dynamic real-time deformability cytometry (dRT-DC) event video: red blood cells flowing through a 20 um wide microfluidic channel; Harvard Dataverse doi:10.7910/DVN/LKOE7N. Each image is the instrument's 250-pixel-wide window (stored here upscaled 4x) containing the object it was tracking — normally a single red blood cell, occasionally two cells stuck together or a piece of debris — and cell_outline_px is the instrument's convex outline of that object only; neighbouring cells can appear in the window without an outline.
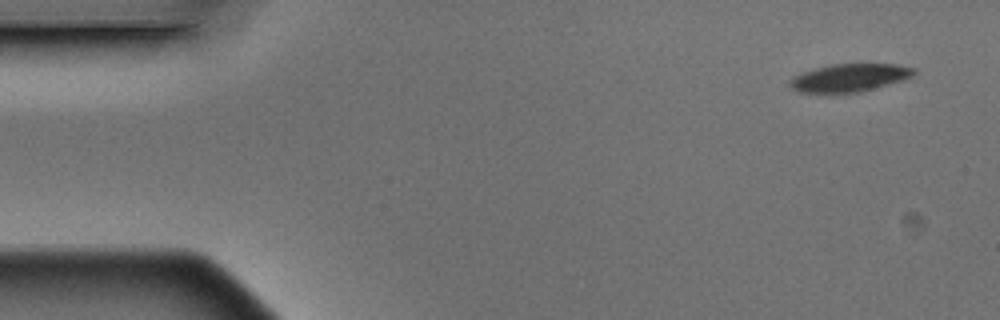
{"species": "Egyptian fruit bat (a non-hibernating species)", "species_latin": "Rousettus aegyptiacus", "temperature_condition": "warm", "stored_images_in_passage": 4, "camera_frame_rate_fps": 3000, "um_per_image_px": 0.085, "animal": {"sex": "male"}, "frame": {"image": 1, "passage_image": 1, "time_ms": 0.0, "image_size_px": [1000, 320], "cell_outline_px": [[916, 72], [912, 76], [904, 80], [860, 92], [800, 92], [792, 88], [788, 84], [788, 80], [804, 72], [816, 68], [832, 64], [900, 64], [916, 68]], "centroid_in_image_um": [72.26, 6.59], "position_along_channel_um": 12.7, "area_um2": 20.0}}
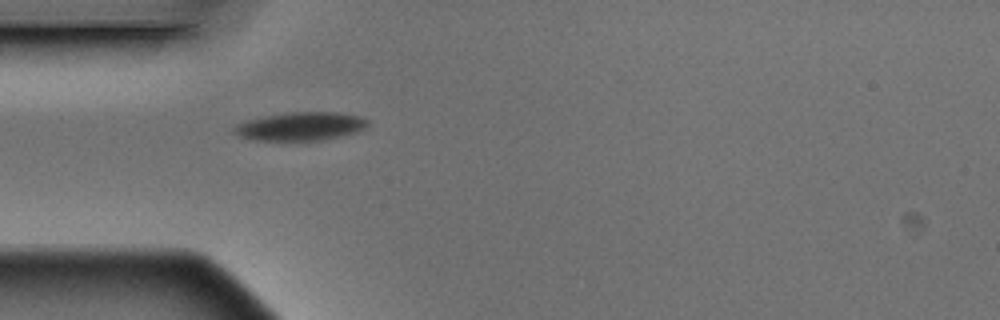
{"frame": {"image": 2, "passage_image": 4, "time_ms": 1.0, "image_size_px": [1000, 320], "cell_outline_px": [[368, 124], [364, 128], [356, 132], [340, 136], [320, 140], [256, 140], [240, 136], [232, 132], [232, 128], [236, 124], [248, 120], [264, 116], [288, 112], [336, 112], [360, 116], [368, 120]], "centroid_in_image_um": [25.53, 10.73], "position_along_channel_um": 59.5, "area_um2": 21.96}}